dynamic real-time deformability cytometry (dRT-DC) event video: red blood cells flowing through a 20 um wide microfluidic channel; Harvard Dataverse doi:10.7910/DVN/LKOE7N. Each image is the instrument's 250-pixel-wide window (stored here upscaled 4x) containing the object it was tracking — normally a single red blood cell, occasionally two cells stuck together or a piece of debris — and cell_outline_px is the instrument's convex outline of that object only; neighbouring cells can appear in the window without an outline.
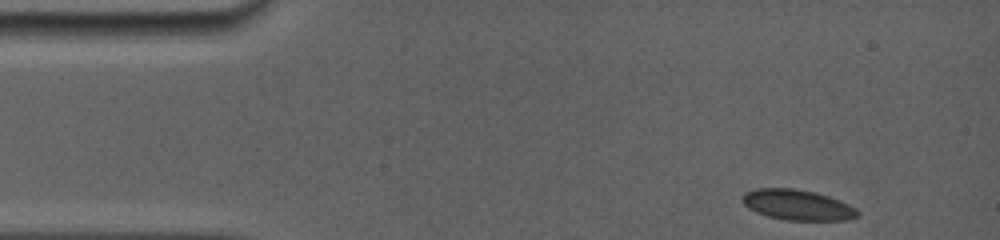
{"species": "common noctule bat (a hibernating species)", "species_latin": "Nyctalus noctula", "temperature_condition": "room temperature", "stored_images_in_passage": 46, "camera_frame_rate_fps": 5000, "um_per_image_px": 0.085, "animal": {"sex": "female", "body_mass_g": 19.0, "forearm_length_mm": 56.7}, "frame": {"image": 1, "passage_image": 1, "time_ms": 0.0, "image_size_px": [1000, 240], "cell_outline_px": [[860, 216], [848, 220], [784, 220], [768, 216], [756, 212], [748, 208], [740, 200], [744, 192], [756, 188], [792, 188], [816, 192], [840, 200], [856, 208], [860, 212]], "centroid_in_image_um": [67.79, 17.41], "position_along_channel_um": 17.2, "area_um2": 20.69}}
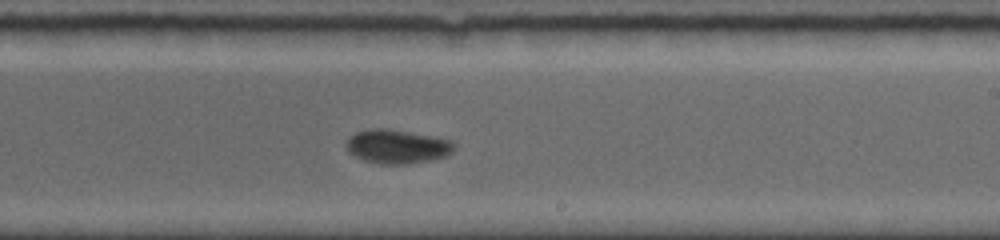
{"frame": {"image": 2, "passage_image": 29, "time_ms": 8.4, "image_size_px": [1000, 240], "cell_outline_px": [[456, 148], [448, 156], [432, 160], [408, 164], [380, 164], [364, 160], [348, 152], [348, 136], [356, 132], [372, 128], [388, 128], [432, 136], [448, 140], [456, 144]], "centroid_in_image_um": [33.79, 12.46], "position_along_channel_um": 255.2, "area_um2": 21.39}}
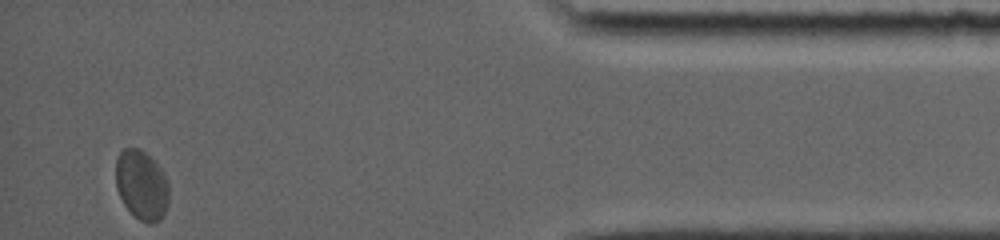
{"frame": {"image": 3, "passage_image": 46, "time_ms": 14.0, "image_size_px": [1000, 240], "cell_outline_px": [[168, 204], [160, 220], [152, 224], [148, 224], [140, 220], [124, 204], [116, 188], [116, 156], [124, 148], [140, 148], [160, 168], [168, 180]], "centroid_in_image_um": [12.03, 15.73], "position_along_channel_um": 423.2, "area_um2": 21.44}, "authors_computed_cell_mechanics": {"area_um2": 21.2126, "velocity_mm_per_s": 3.8139, "shape_relaxation_time_tau1_ms": 3.218, "shape_relaxation_time_tau2_ms": null, "deformation_change_tau1": 0.0848, "deformation_change_tau2": null}}